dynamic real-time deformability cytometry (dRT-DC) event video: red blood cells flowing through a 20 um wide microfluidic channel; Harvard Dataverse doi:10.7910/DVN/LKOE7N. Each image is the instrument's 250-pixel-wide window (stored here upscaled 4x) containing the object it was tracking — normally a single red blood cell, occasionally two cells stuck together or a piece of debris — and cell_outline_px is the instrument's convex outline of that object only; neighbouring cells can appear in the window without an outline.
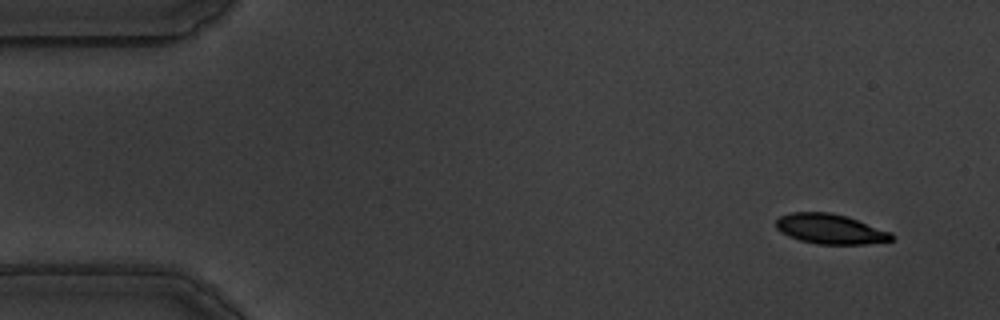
{"species": "common noctule bat (a hibernating species)", "species_latin": "Nyctalus noctula", "temperature_condition": "warm", "stored_images_in_passage": 55, "camera_frame_rate_fps": 3000, "um_per_image_px": 0.085, "animal": {"sex": "male", "body_mass_g": 19.5, "forearm_length_mm": 54.6}, "frame": {"image": 1, "passage_image": 2, "time_ms": 0.333, "image_size_px": [1000, 320], "cell_outline_px": [[892, 240], [864, 244], [816, 244], [800, 240], [788, 236], [780, 232], [776, 228], [776, 220], [780, 216], [792, 212], [828, 212], [844, 216], [892, 232]], "centroid_in_image_um": [70.52, 19.47], "position_along_channel_um": 14.5, "area_um2": 19.94}}
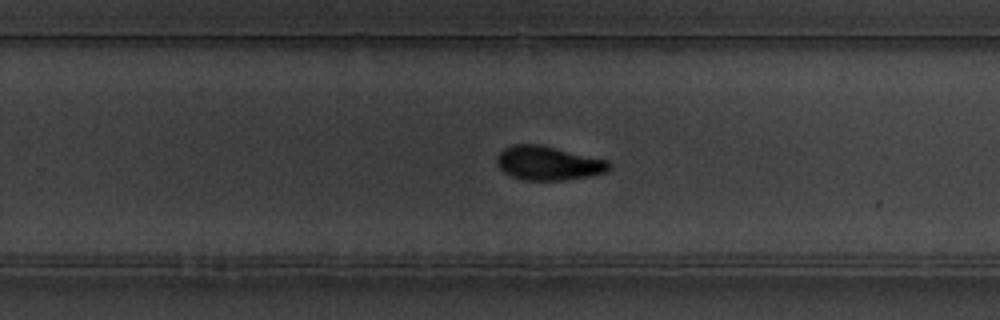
{"frame": {"image": 2, "passage_image": 34, "time_ms": 11.0, "image_size_px": [1000, 320], "cell_outline_px": [[612, 168], [608, 172], [588, 176], [564, 180], [524, 180], [512, 176], [504, 172], [496, 164], [496, 156], [504, 148], [512, 144], [540, 144], [608, 160], [612, 164]], "centroid_in_image_um": [46.61, 13.86], "position_along_channel_um": 283.2, "area_um2": 22.43}}
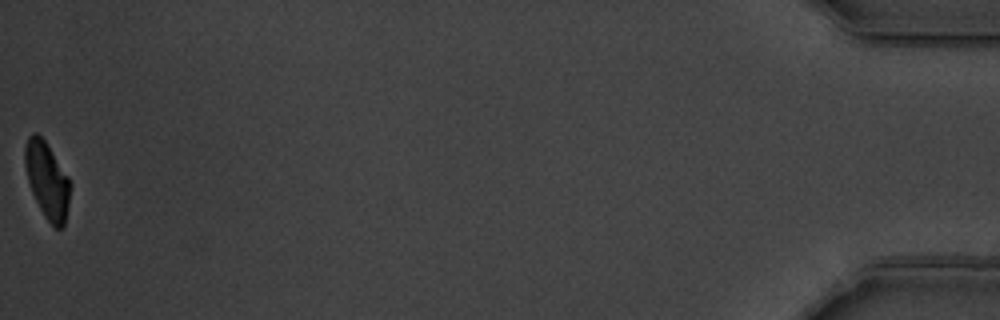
{"frame": {"image": 3, "passage_image": 55, "time_ms": 18.0, "image_size_px": [1000, 320], "cell_outline_px": [[72, 184], [64, 224], [60, 228], [56, 228], [44, 216], [32, 192], [28, 180], [24, 164], [24, 148], [28, 136], [32, 132], [36, 132], [44, 140], [68, 176]], "centroid_in_image_um": [4.0, 15.29], "position_along_channel_um": 431.2, "area_um2": 19.94}, "authors_computed_cell_mechanics": {"area_um2": 21.7906, "velocity_mm_per_s": 3.5262, "shape_relaxation_time_tau1_ms": 3.5647, "shape_relaxation_time_tau2_ms": 3.4316, "deformation_change_tau1": 0.1726, "deformation_change_tau2": 0.0879}}